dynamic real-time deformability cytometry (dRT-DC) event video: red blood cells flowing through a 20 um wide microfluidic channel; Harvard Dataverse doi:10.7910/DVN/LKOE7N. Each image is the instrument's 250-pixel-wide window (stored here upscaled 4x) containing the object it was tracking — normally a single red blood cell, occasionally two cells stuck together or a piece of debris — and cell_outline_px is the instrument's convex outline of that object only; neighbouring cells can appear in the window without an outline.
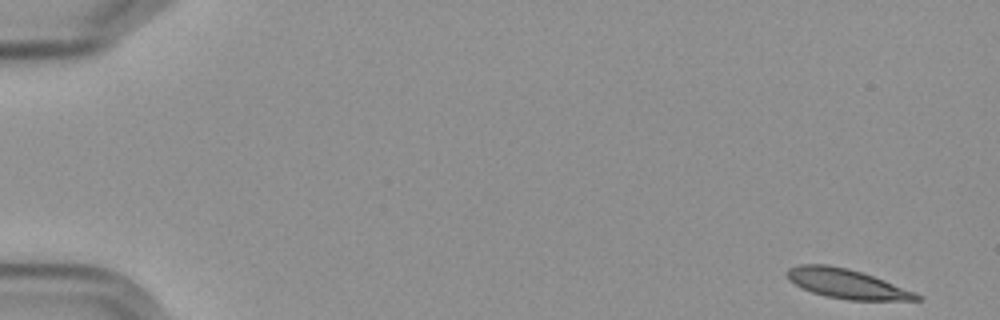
{"species": "Egyptian fruit bat (a non-hibernating species)", "species_latin": "Rousettus aegyptiacus", "temperature_condition": "cold", "stored_images_in_passage": 55, "camera_frame_rate_fps": 3000, "um_per_image_px": 0.085, "frame": {"image": 1, "passage_image": 1, "time_ms": 0.0, "image_size_px": [1000, 320], "cell_outline_px": [[920, 300], [848, 300], [824, 296], [812, 292], [788, 280], [784, 272], [788, 268], [800, 264], [828, 264], [848, 268], [884, 280], [912, 292], [920, 296]], "centroid_in_image_um": [71.87, 24.1], "position_along_channel_um": 13.1, "area_um2": 21.96}}
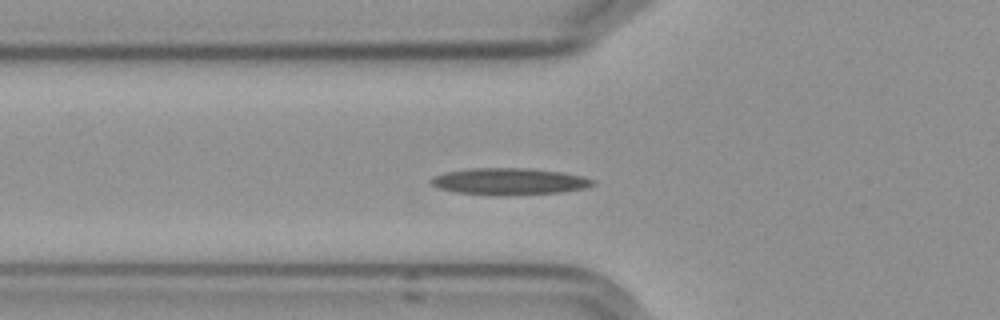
{"frame": {"image": 2, "passage_image": 19, "time_ms": 6.0, "image_size_px": [1000, 320], "cell_outline_px": [[596, 184], [584, 188], [560, 192], [508, 196], [492, 196], [456, 192], [440, 188], [432, 184], [428, 180], [432, 176], [444, 172], [468, 168], [524, 168], [560, 172], [580, 176], [596, 180]], "centroid_in_image_um": [43.24, 15.43], "position_along_channel_um": 82.6, "area_um2": 25.43}}
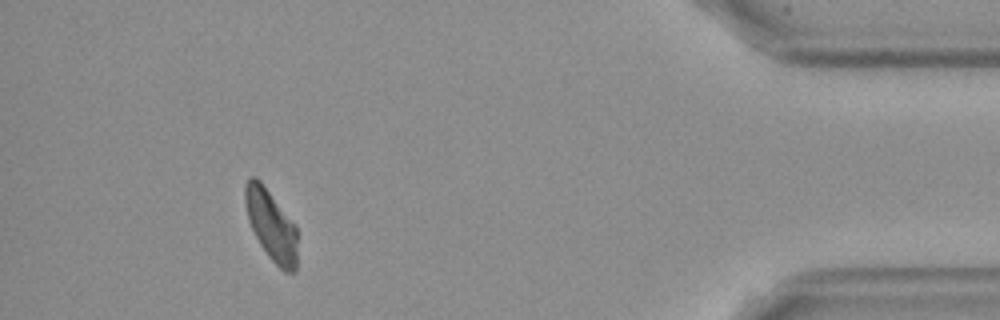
{"frame": {"image": 3, "passage_image": 51, "time_ms": 16.667, "image_size_px": [1000, 320], "cell_outline_px": [[296, 272], [284, 272], [268, 256], [260, 244], [248, 220], [244, 200], [244, 184], [248, 176], [256, 176], [260, 180], [296, 224]], "centroid_in_image_um": [23.03, 19.09], "position_along_channel_um": 412.2, "area_um2": 21.68}, "authors_computed_cell_mechanics": {"area_um2": 23.0622, "velocity_mm_per_s": 3.5678, "shape_relaxation_time_tau1_ms": null, "shape_relaxation_time_tau2_ms": 5.8658, "deformation_change_tau1": null, "deformation_change_tau2": 0.134}}